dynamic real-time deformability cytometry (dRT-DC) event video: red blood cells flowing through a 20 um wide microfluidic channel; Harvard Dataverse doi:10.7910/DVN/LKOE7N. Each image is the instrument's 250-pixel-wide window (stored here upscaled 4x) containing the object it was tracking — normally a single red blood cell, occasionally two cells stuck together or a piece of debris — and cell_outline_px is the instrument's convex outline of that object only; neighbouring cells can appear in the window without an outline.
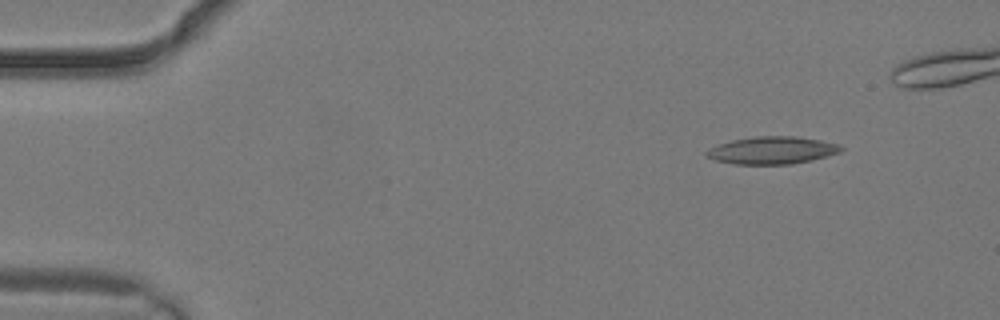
{"species": "common noctule bat (a hibernating species)", "species_latin": "Nyctalus noctula", "temperature_condition": "warm", "stored_images_in_passage": 3, "camera_frame_rate_fps": 3000, "um_per_image_px": 0.085, "animal": {"sex": "male", "body_mass_g": 19.2, "forearm_length_mm": 51.8}, "frame": {"image": 1, "passage_image": 1, "time_ms": 0.0, "image_size_px": [1000, 320], "cell_outline_px": [[844, 148], [840, 152], [828, 156], [812, 160], [792, 164], [732, 164], [712, 160], [704, 156], [704, 152], [708, 148], [716, 144], [732, 140], [756, 136], [796, 136], [820, 140], [840, 144]], "centroid_in_image_um": [65.58, 12.78], "position_along_channel_um": 19.4, "area_um2": 21.91}}